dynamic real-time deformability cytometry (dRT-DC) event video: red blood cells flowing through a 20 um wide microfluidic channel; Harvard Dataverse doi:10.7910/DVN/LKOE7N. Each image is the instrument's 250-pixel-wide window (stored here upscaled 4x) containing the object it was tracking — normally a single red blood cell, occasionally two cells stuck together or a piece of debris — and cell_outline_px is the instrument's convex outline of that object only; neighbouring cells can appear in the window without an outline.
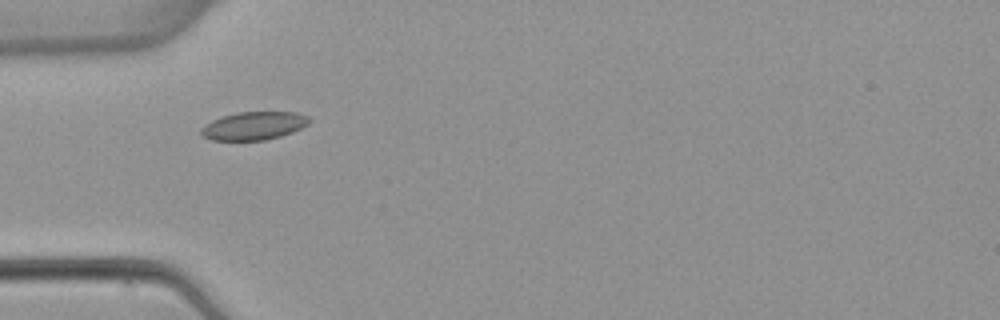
{"species": "common noctule bat (a hibernating species)", "species_latin": "Nyctalus noctula", "temperature_condition": "warm", "stored_images_in_passage": 4, "camera_frame_rate_fps": 3000, "um_per_image_px": 0.085, "animal": {"sex": "female", "body_mass_g": 22.7, "forearm_length_mm": 54.2}, "frame": {"image": 1, "passage_image": 3, "time_ms": 3.333, "image_size_px": [1000, 320], "cell_outline_px": [[312, 120], [308, 124], [292, 132], [280, 136], [264, 140], [212, 140], [200, 136], [200, 128], [204, 124], [212, 120], [236, 112], [296, 112], [308, 116]], "centroid_in_image_um": [21.55, 10.69], "position_along_channel_um": 63.5, "area_um2": 17.8}}
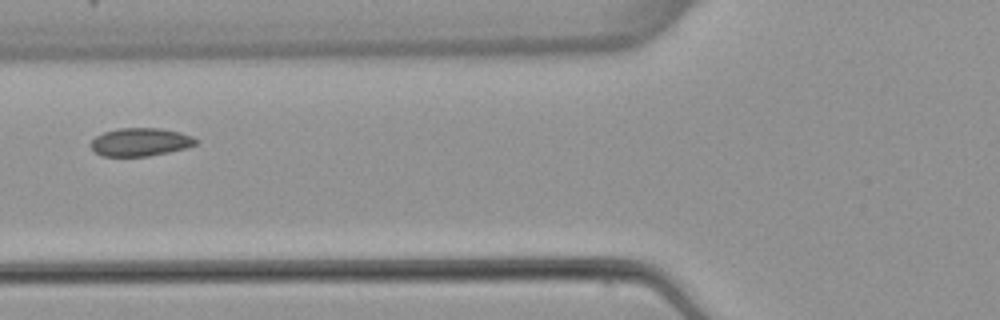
{"frame": {"image": 2, "passage_image": 4, "time_ms": 4.667, "image_size_px": [1000, 320], "cell_outline_px": [[200, 140], [196, 144], [188, 148], [148, 156], [100, 156], [92, 148], [92, 140], [96, 136], [104, 132], [120, 128], [160, 128], [180, 132], [192, 136]], "centroid_in_image_um": [11.98, 12.07], "position_along_channel_um": 113.8, "area_um2": 17.22}}